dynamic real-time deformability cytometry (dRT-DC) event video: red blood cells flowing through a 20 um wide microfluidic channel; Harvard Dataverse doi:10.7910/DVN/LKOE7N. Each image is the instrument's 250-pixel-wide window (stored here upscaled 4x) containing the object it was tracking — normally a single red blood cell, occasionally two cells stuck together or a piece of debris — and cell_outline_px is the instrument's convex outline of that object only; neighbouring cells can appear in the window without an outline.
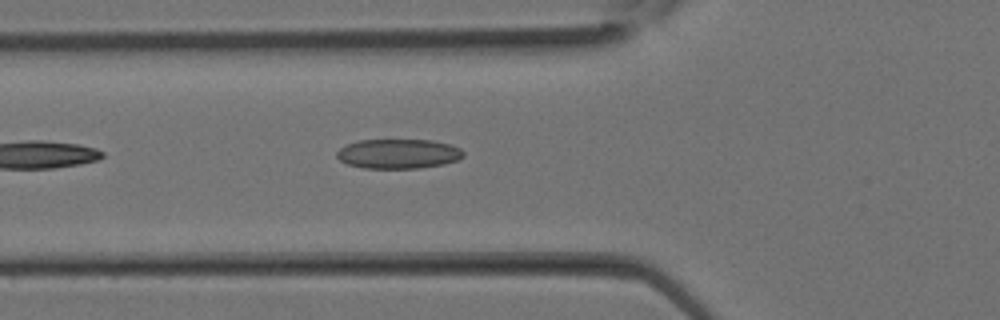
{"species": "Egyptian fruit bat (a non-hibernating species)", "species_latin": "Rousettus aegyptiacus", "temperature_condition": "room temperature", "stored_images_in_passage": 6, "camera_frame_rate_fps": 3000, "um_per_image_px": 0.085, "animal": {"sex": "female"}, "frame": {"image": 1, "passage_image": 6, "time_ms": 1.667, "image_size_px": [1000, 320], "cell_outline_px": [[464, 156], [456, 160], [444, 164], [420, 168], [364, 168], [348, 164], [340, 160], [336, 156], [336, 152], [340, 148], [348, 144], [360, 140], [432, 140], [448, 144], [460, 148], [464, 152]], "centroid_in_image_um": [33.86, 13.07], "position_along_channel_um": 91.9, "area_um2": 21.73}}